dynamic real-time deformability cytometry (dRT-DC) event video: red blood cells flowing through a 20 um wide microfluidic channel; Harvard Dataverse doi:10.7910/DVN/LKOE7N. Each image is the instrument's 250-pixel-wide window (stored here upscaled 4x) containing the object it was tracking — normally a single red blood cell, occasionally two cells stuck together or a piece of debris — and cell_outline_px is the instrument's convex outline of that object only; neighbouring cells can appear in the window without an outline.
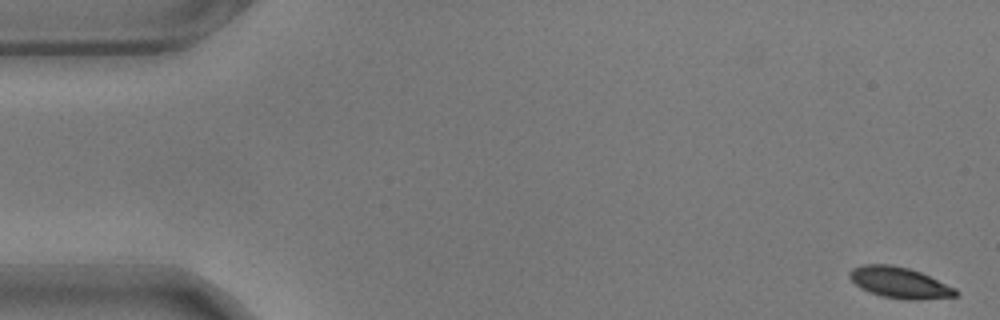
{"species": "common noctule bat (a hibernating species)", "species_latin": "Nyctalus noctula", "temperature_condition": "warm", "stored_images_in_passage": 9, "camera_frame_rate_fps": 3000, "um_per_image_px": 0.085, "animal": {"sex": "male", "body_mass_g": 17.9}, "frame": {"image": 1, "passage_image": 1, "time_ms": 0.0, "image_size_px": [1000, 320], "cell_outline_px": [[960, 292], [956, 296], [916, 300], [908, 300], [880, 296], [860, 288], [848, 276], [848, 272], [852, 268], [864, 264], [892, 264], [908, 268], [920, 272], [956, 288]], "centroid_in_image_um": [76.45, 24.02], "position_along_channel_um": 8.5, "area_um2": 19.25}}